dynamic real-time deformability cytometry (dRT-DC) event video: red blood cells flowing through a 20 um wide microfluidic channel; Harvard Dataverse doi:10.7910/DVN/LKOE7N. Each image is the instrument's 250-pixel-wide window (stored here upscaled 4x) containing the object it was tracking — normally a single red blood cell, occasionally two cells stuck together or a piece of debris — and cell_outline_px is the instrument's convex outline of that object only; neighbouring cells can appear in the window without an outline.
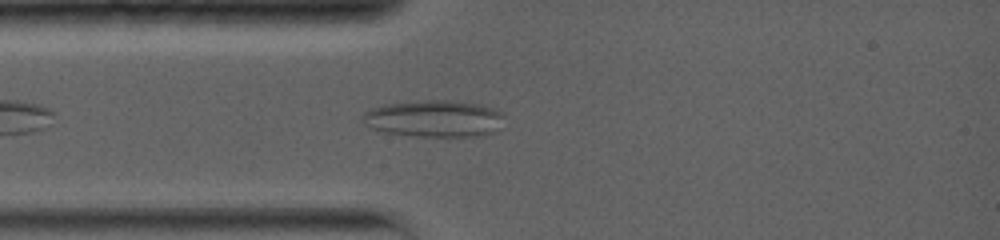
{"species": "common noctule bat (a hibernating species)", "species_latin": "Nyctalus noctula", "temperature_condition": "warm", "stored_images_in_passage": 4, "camera_frame_rate_fps": 5000, "um_per_image_px": 0.085, "animal": {"sex": "female", "body_mass_g": 19.0, "forearm_length_mm": 56.7}, "frame": {"image": 1, "passage_image": 1, "time_ms": 0.0, "image_size_px": [1000, 240], "cell_outline_px": [[504, 116], [496, 132], [480, 136], [420, 136], [384, 132], [372, 128], [364, 124], [360, 120], [364, 112], [372, 108], [384, 104], [424, 100], [448, 100], [480, 104], [496, 108], [504, 112]], "centroid_in_image_um": [36.92, 10.07], "position_along_channel_um": 48.1, "area_um2": 30.63}}
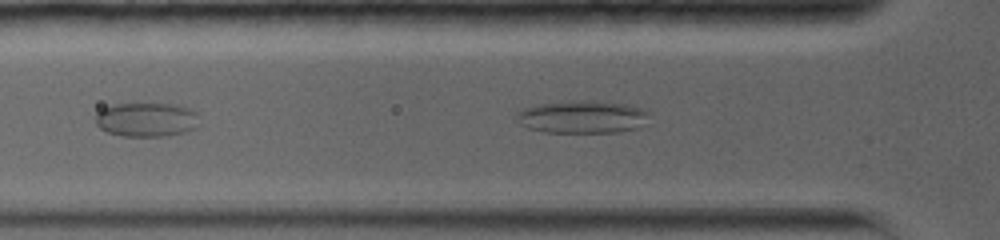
{"frame": {"image": 2, "passage_image": 3, "time_ms": 0.8, "image_size_px": [1000, 240], "cell_outline_px": [[196, 128], [184, 132], [168, 136], [120, 136], [108, 132], [100, 128], [96, 124], [96, 112], [100, 108], [112, 104], [180, 104], [192, 108], [196, 112]], "centroid_in_image_um": [12.43, 10.16], "position_along_channel_um": 113.4, "area_um2": 20.87}}